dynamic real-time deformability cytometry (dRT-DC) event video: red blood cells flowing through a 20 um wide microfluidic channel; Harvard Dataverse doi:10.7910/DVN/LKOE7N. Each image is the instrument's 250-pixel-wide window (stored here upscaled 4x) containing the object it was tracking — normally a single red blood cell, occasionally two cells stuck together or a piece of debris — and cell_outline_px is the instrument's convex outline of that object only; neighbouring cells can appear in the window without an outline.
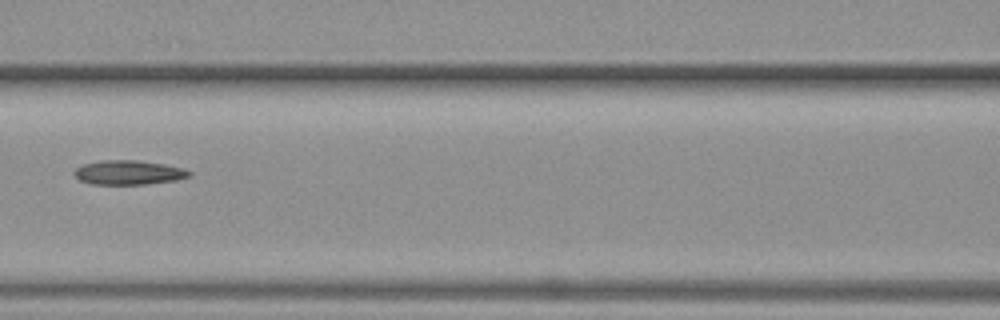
{"species": "common noctule bat (a hibernating species)", "species_latin": "Nyctalus noctula", "temperature_condition": "warm", "stored_images_in_passage": 5, "camera_frame_rate_fps": 3000, "um_per_image_px": 0.085, "animal": {"sex": "female", "body_mass_g": 19.3, "forearm_length_mm": 54.1}, "frame": {"image": 1, "passage_image": 5, "time_ms": 5.667, "image_size_px": [1000, 320], "cell_outline_px": [[192, 176], [176, 180], [144, 184], [92, 184], [80, 180], [72, 172], [76, 168], [84, 164], [100, 160], [136, 160], [164, 164], [184, 168], [192, 172]], "centroid_in_image_um": [10.95, 14.66], "position_along_channel_um": 155.7, "area_um2": 16.3}}